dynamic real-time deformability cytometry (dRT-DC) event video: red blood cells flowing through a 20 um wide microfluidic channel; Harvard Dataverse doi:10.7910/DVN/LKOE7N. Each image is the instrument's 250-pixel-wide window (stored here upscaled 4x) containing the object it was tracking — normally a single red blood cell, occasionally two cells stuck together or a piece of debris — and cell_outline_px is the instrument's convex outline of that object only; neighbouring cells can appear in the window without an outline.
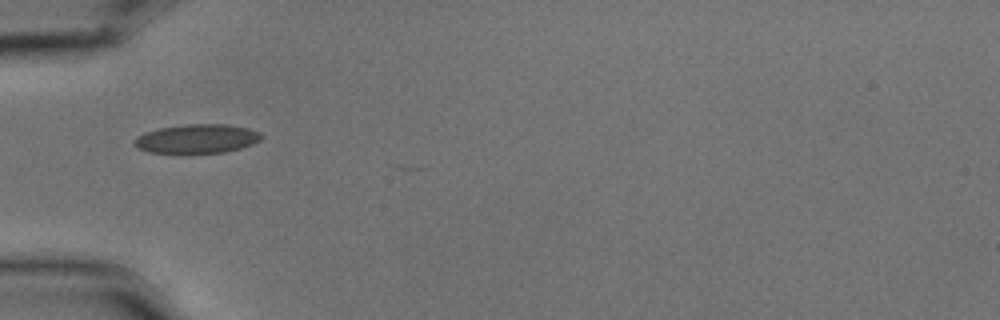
{"species": "common noctule bat (a hibernating species)", "species_latin": "Nyctalus noctula", "temperature_condition": "cold", "stored_images_in_passage": 24, "camera_frame_rate_fps": 3000, "um_per_image_px": 0.085, "animal": {"sex": "male", "body_mass_g": 15.6}, "frame": {"image": 1, "passage_image": 1, "time_ms": 0.0, "image_size_px": [1000, 320], "cell_outline_px": [[264, 136], [260, 140], [252, 144], [240, 148], [224, 152], [148, 152], [132, 144], [132, 140], [136, 136], [144, 132], [160, 128], [184, 124], [228, 124], [248, 128], [260, 132]], "centroid_in_image_um": [16.74, 11.77], "position_along_channel_um": 68.3, "area_um2": 21.39}}